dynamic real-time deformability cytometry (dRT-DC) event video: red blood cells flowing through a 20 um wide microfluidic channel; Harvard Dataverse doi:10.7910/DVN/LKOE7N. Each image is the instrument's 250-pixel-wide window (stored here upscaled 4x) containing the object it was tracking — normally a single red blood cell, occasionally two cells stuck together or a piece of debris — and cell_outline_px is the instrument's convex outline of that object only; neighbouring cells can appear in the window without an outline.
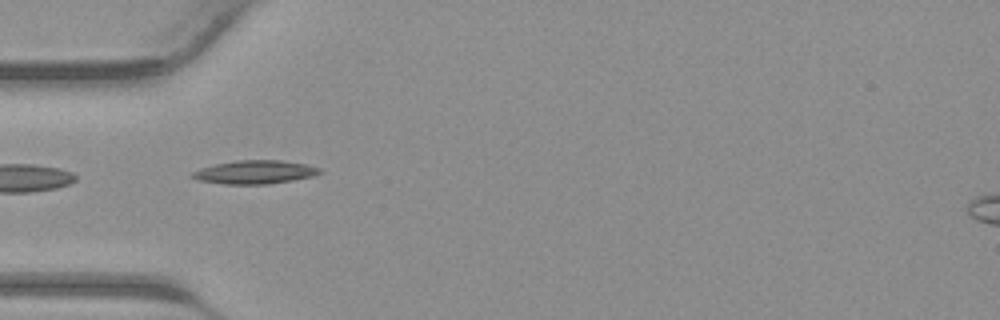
{"species": "common noctule bat (a hibernating species)", "species_latin": "Nyctalus noctula", "temperature_condition": "warm", "stored_images_in_passage": 18, "camera_frame_rate_fps": 3000, "um_per_image_px": 0.085, "animal": {"sex": "male", "body_mass_g": 23.1, "forearm_length_mm": 52.7}, "frame": {"image": 1, "passage_image": 1, "time_ms": 0.0, "image_size_px": [1000, 320], "cell_outline_px": [[320, 172], [312, 176], [292, 180], [268, 184], [224, 184], [200, 180], [188, 176], [192, 172], [200, 168], [216, 164], [236, 160], [280, 160], [304, 164], [320, 168]], "centroid_in_image_um": [21.61, 14.63], "position_along_channel_um": 63.4, "area_um2": 17.22}}
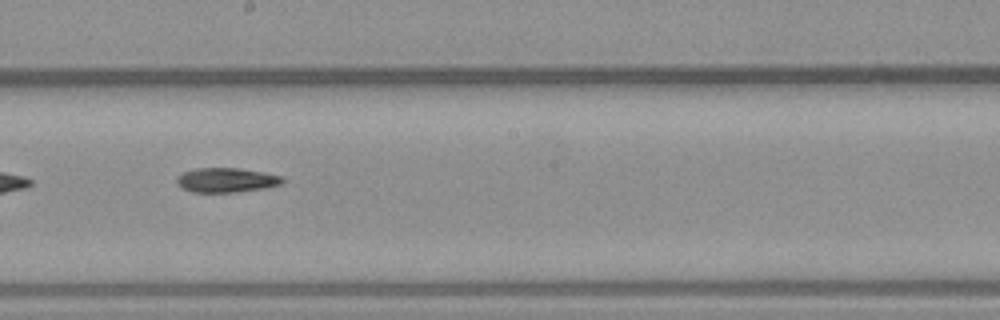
{"frame": {"image": 2, "passage_image": 11, "time_ms": 3.333, "image_size_px": [1000, 320], "cell_outline_px": [[284, 184], [264, 188], [236, 192], [192, 192], [180, 188], [176, 184], [176, 180], [184, 172], [196, 168], [240, 168], [264, 172], [284, 176]], "centroid_in_image_um": [19.27, 15.31], "position_along_channel_um": 228.9, "area_um2": 15.26}}
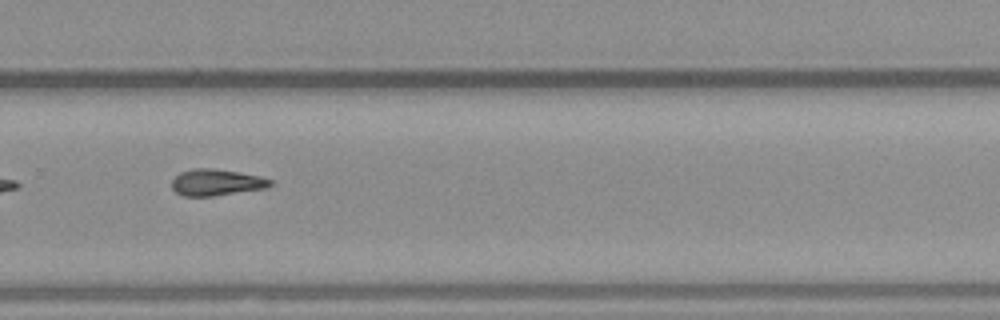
{"frame": {"image": 3, "passage_image": 16, "time_ms": 5.0, "image_size_px": [1000, 320], "cell_outline_px": [[272, 184], [268, 188], [212, 196], [184, 196], [176, 192], [172, 188], [172, 180], [180, 172], [192, 168], [212, 168], [240, 172], [260, 176], [272, 180]], "centroid_in_image_um": [18.4, 15.5], "position_along_channel_um": 311.4, "area_um2": 15.26}}